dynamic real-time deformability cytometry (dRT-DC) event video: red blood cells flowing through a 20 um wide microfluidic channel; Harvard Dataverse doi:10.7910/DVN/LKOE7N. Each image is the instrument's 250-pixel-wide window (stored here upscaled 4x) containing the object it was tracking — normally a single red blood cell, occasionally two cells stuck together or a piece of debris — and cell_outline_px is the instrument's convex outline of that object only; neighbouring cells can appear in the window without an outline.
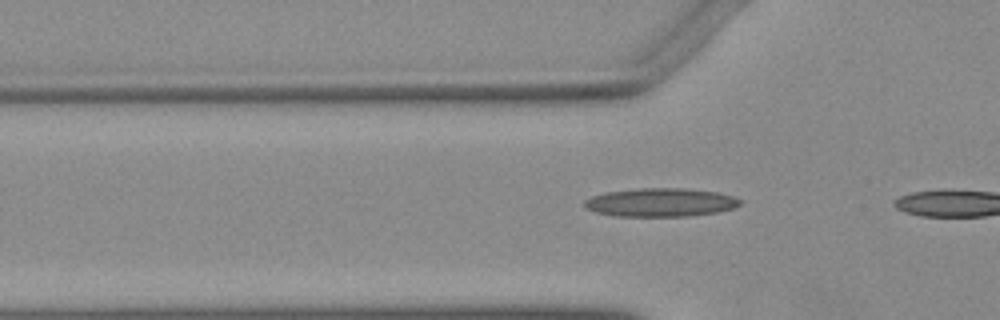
{"species": "Egyptian fruit bat (a non-hibernating species)", "species_latin": "Rousettus aegyptiacus", "temperature_condition": "warm", "stored_images_in_passage": 6, "camera_frame_rate_fps": 3000, "um_per_image_px": 0.085, "animal": {"sex": "female"}, "frame": {"image": 1, "passage_image": 4, "time_ms": 1.0, "image_size_px": [1000, 320], "cell_outline_px": [[740, 204], [732, 208], [716, 212], [692, 216], [616, 216], [596, 212], [588, 208], [584, 204], [584, 200], [592, 196], [604, 192], [640, 188], [684, 188], [720, 192], [732, 196], [740, 200]], "centroid_in_image_um": [56.14, 17.2], "position_along_channel_um": 69.7, "area_um2": 25.78}}